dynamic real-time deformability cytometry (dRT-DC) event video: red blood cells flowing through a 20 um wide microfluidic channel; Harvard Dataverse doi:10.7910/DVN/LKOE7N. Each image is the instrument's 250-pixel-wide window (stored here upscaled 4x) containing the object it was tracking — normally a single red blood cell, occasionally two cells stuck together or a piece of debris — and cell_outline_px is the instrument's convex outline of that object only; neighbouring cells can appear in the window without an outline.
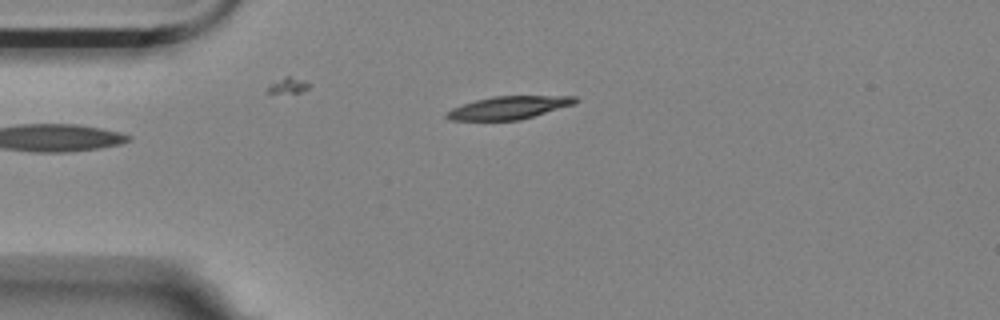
{"species": "Egyptian fruit bat (a non-hibernating species)", "species_latin": "Rousettus aegyptiacus", "temperature_condition": "room temperature", "stored_images_in_passage": 23, "camera_frame_rate_fps": 3000, "um_per_image_px": 0.085, "animal": {"sex": "female"}, "frame": {"image": 1, "passage_image": 1, "time_ms": 0.0, "image_size_px": [1000, 320], "cell_outline_px": [[580, 100], [576, 104], [520, 120], [448, 120], [444, 116], [444, 112], [452, 108], [476, 100], [492, 96], [576, 96]], "centroid_in_image_um": [43.26, 9.15], "position_along_channel_um": 41.7, "area_um2": 17.28}}
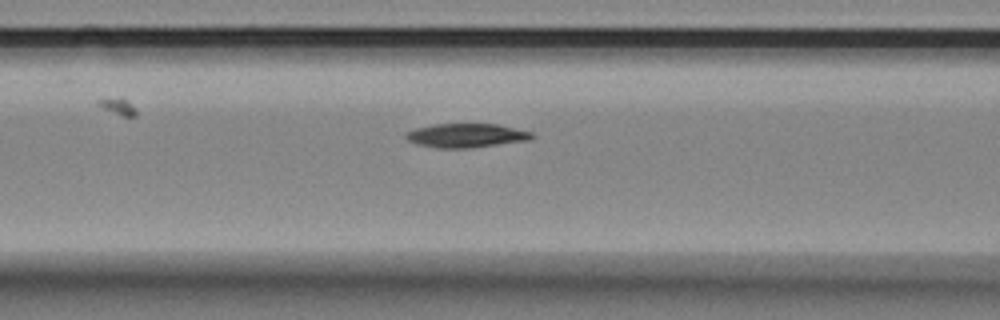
{"frame": {"image": 2, "passage_image": 10, "time_ms": 3.0, "image_size_px": [1000, 320], "cell_outline_px": [[536, 136], [528, 140], [468, 148], [436, 148], [416, 144], [408, 140], [404, 136], [404, 132], [416, 128], [432, 124], [496, 124], [532, 132]], "centroid_in_image_um": [39.58, 11.51], "position_along_channel_um": 127.0, "area_um2": 17.57}}
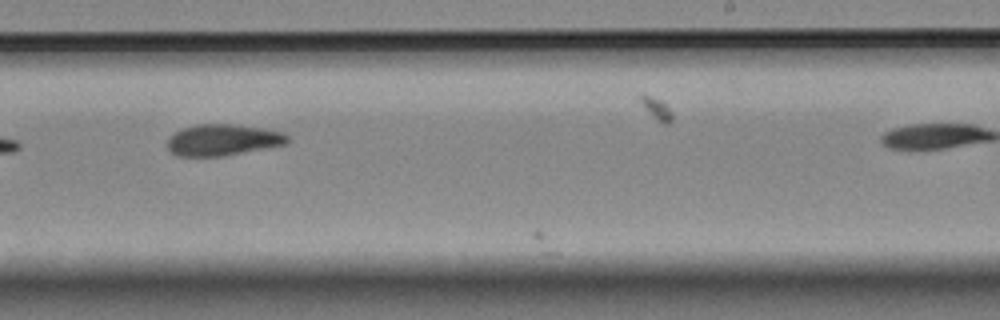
{"frame": {"image": 3, "passage_image": 17, "time_ms": 5.333, "image_size_px": [1000, 320], "cell_outline_px": [[288, 140], [284, 144], [220, 156], [176, 156], [168, 148], [168, 136], [184, 128], [196, 124], [236, 124], [268, 128], [284, 132], [288, 136]], "centroid_in_image_um": [18.93, 11.87], "position_along_channel_um": 270.1, "area_um2": 21.79}}